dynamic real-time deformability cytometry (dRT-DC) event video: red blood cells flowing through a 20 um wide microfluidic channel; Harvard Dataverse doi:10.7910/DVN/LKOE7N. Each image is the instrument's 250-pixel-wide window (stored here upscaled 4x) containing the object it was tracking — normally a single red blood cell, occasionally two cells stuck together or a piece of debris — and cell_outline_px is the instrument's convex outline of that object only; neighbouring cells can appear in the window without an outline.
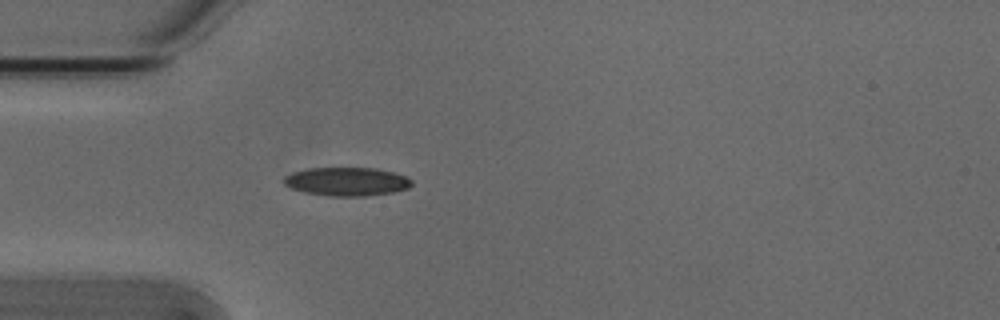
{"species": "Egyptian fruit bat (a non-hibernating species)", "species_latin": "Rousettus aegyptiacus", "temperature_condition": "cold", "stored_images_in_passage": 44, "camera_frame_rate_fps": 3000, "um_per_image_px": 0.085, "animal": {"sex": "male"}, "frame": {"image": 1, "passage_image": 6, "time_ms": 1.667, "image_size_px": [1000, 320], "cell_outline_px": [[412, 184], [408, 188], [392, 192], [364, 196], [328, 196], [304, 192], [292, 188], [284, 184], [280, 180], [284, 176], [292, 172], [308, 168], [376, 168], [392, 172], [404, 176], [412, 180]], "centroid_in_image_um": [29.42, 15.43], "position_along_channel_um": 55.6, "area_um2": 21.27}}
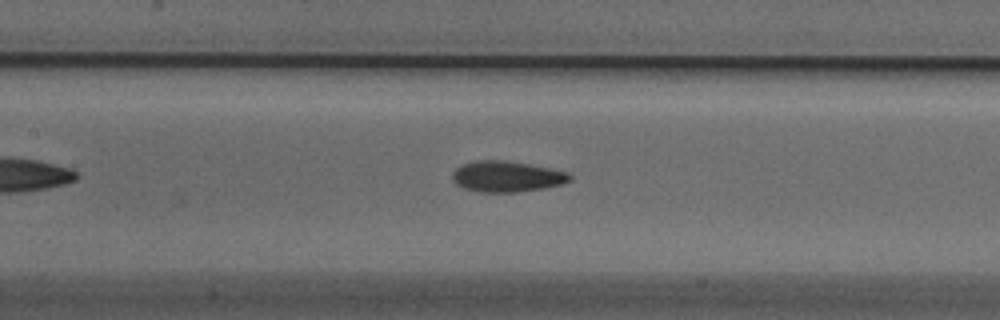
{"frame": {"image": 2, "passage_image": 15, "time_ms": 4.667, "image_size_px": [1000, 320], "cell_outline_px": [[572, 180], [564, 184], [544, 188], [516, 192], [480, 192], [464, 188], [456, 184], [452, 180], [452, 172], [460, 164], [476, 160], [504, 160], [528, 164], [568, 172], [572, 176]], "centroid_in_image_um": [43.06, 15.0], "position_along_channel_um": 164.3, "area_um2": 21.27}}
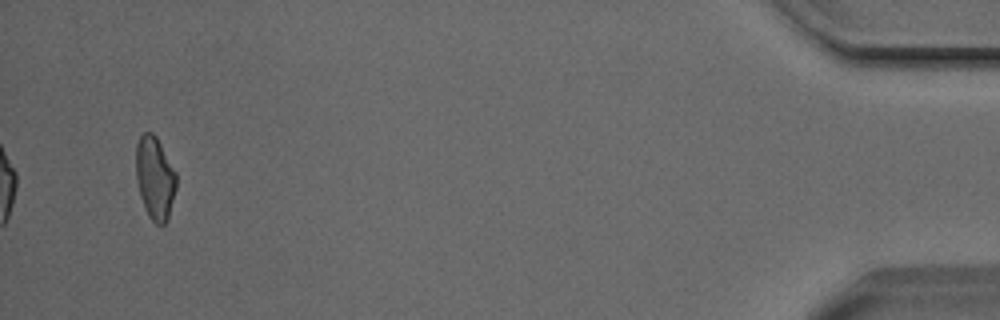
{"frame": {"image": 3, "passage_image": 42, "time_ms": 13.667, "image_size_px": [1000, 320], "cell_outline_px": [[176, 188], [168, 220], [164, 224], [156, 224], [148, 216], [144, 208], [140, 196], [136, 180], [136, 144], [140, 136], [144, 132], [152, 132], [156, 136], [176, 172]], "centroid_in_image_um": [13.16, 15.14], "position_along_channel_um": 422.0, "area_um2": 19.59}, "authors_computed_cell_mechanics": {"area_um2": 20.1433, "velocity_mm_per_s": 3.8112, "shape_relaxation_time_tau1_ms": 5.6213, "shape_relaxation_time_tau2_ms": 3.1544, "deformation_change_tau1": 0.1463, "deformation_change_tau2": 0.0906}}